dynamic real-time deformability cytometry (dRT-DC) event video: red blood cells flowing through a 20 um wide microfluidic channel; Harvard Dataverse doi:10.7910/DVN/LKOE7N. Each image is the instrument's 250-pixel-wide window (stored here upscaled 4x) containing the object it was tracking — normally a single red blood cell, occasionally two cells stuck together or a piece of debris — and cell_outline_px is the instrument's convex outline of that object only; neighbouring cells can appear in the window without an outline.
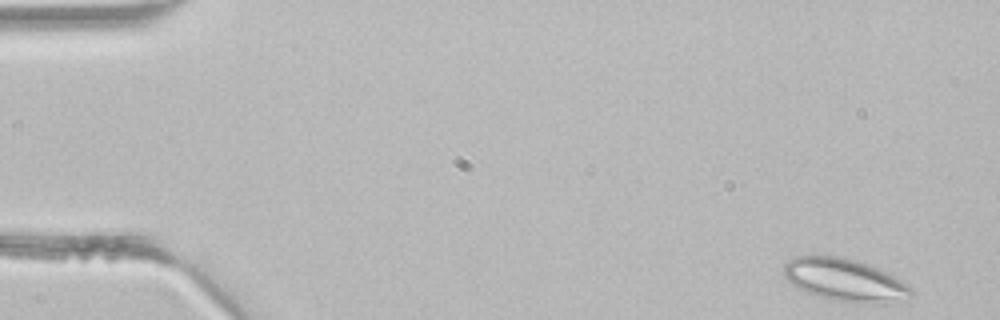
{"species": "common noctule bat (a hibernating species)", "species_latin": "Nyctalus noctula", "temperature_condition": "room temperature", "stored_images_in_passage": 4, "camera_frame_rate_fps": 3000, "um_per_image_px": 0.085, "animal": {"sex": "male", "body_mass_g": 21.5, "forearm_length_mm": 52.0}, "frame": {"image": 1, "passage_image": 1, "time_ms": 0.0, "image_size_px": [1000, 320], "cell_outline_px": [[912, 296], [884, 304], [864, 304], [836, 300], [820, 296], [808, 292], [792, 284], [784, 276], [784, 264], [792, 256], [836, 256], [852, 260], [876, 268], [896, 276], [908, 284], [912, 288]], "centroid_in_image_um": [71.83, 23.81], "position_along_channel_um": 13.2, "area_um2": 31.27}}